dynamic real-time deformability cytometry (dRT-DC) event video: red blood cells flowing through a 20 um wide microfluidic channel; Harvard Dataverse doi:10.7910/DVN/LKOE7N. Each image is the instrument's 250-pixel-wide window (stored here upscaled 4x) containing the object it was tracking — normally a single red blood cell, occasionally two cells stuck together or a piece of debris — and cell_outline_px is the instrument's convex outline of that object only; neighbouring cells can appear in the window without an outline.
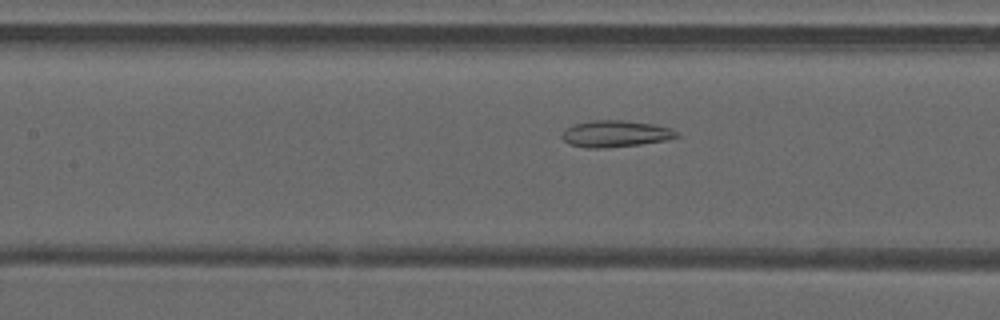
{"species": "common noctule bat (a hibernating species)", "species_latin": "Nyctalus noctula", "temperature_condition": "warm", "stored_images_in_passage": 33, "segment_of_instrument_passage": [1, 2], "camera_frame_rate_fps": 3000, "um_per_image_px": 0.085, "animal": {"sex": "male", "forearm_length_mm": 52.5}, "frame": {"image": 1, "passage_image": 10, "time_ms": 3.0, "image_size_px": [1000, 320], "cell_outline_px": [[680, 136], [668, 140], [640, 144], [604, 148], [584, 148], [568, 144], [560, 136], [572, 124], [592, 120], [624, 120], [652, 124], [672, 128]], "centroid_in_image_um": [52.3, 11.37], "position_along_channel_um": 155.1, "area_um2": 17.86}}
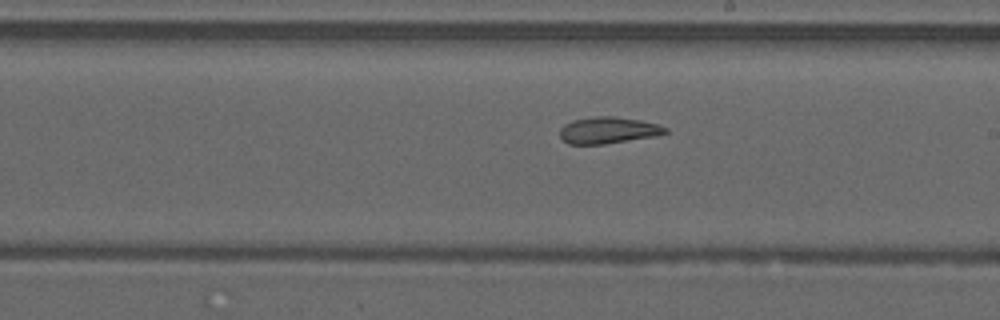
{"frame": {"image": 2, "passage_image": 16, "time_ms": 5.0, "image_size_px": [1000, 320], "cell_outline_px": [[668, 132], [656, 136], [604, 144], [568, 144], [560, 136], [560, 128], [564, 124], [572, 120], [596, 116], [612, 116], [640, 120], [660, 124], [668, 128]], "centroid_in_image_um": [51.71, 11.07], "position_along_channel_um": 237.3, "area_um2": 16.42}}
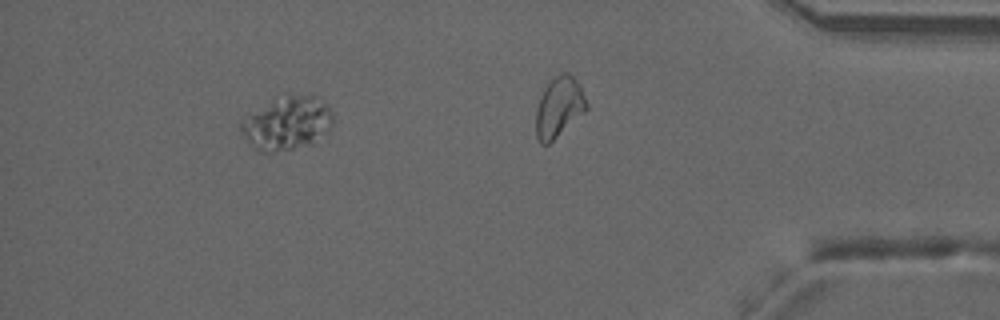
{"frame": {"image": 3, "passage_image": 28, "time_ms": 9.0, "image_size_px": [1000, 320], "cell_outline_px": [[332, 124], [328, 132], [312, 144], [276, 152], [256, 152], [252, 148], [240, 128], [240, 124], [272, 100], [288, 96], [316, 96], [324, 100], [332, 112]], "centroid_in_image_um": [24.46, 10.52], "position_along_channel_um": 410.7, "area_um2": 27.98}}